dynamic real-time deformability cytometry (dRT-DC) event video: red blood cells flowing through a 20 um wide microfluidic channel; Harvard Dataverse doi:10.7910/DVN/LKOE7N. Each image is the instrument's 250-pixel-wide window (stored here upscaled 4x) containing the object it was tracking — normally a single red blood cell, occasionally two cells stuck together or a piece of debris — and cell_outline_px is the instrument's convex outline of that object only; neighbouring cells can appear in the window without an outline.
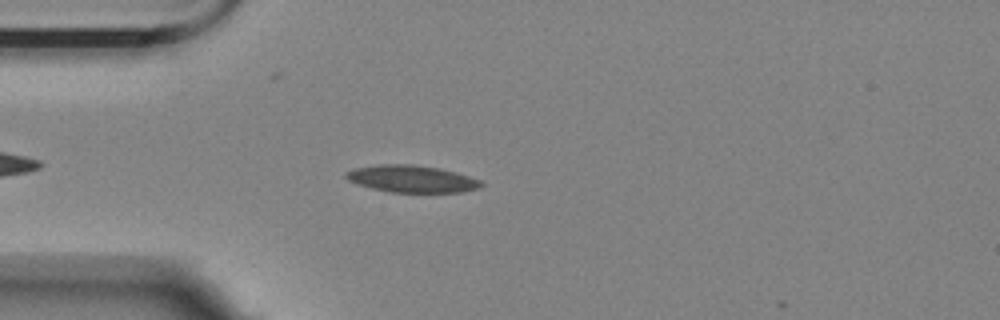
{"species": "Egyptian fruit bat (a non-hibernating species)", "species_latin": "Rousettus aegyptiacus", "temperature_condition": "room temperature", "stored_images_in_passage": 48, "camera_frame_rate_fps": 3000, "um_per_image_px": 0.085, "animal": {"sex": "female"}, "frame": {"image": 1, "passage_image": 7, "time_ms": 2.0, "image_size_px": [1000, 320], "cell_outline_px": [[484, 184], [480, 188], [464, 192], [388, 192], [356, 184], [348, 180], [344, 176], [344, 172], [352, 168], [376, 164], [412, 164], [440, 168], [456, 172], [480, 180]], "centroid_in_image_um": [34.96, 15.19], "position_along_channel_um": 50.0, "area_um2": 21.62}}
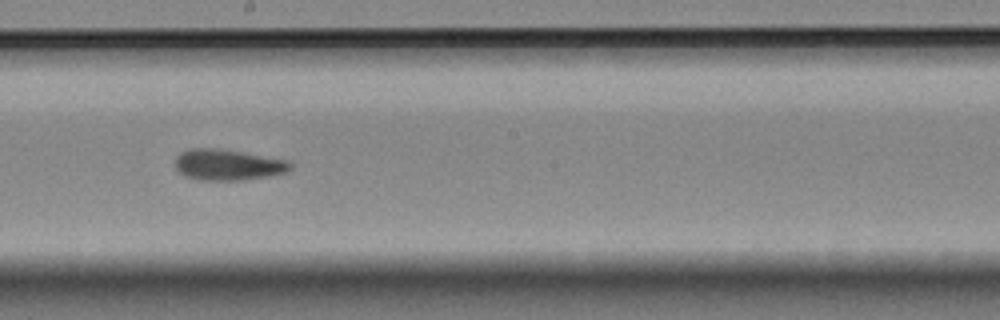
{"frame": {"image": 2, "passage_image": 23, "time_ms": 7.333, "image_size_px": [1000, 320], "cell_outline_px": [[292, 168], [288, 172], [268, 176], [244, 180], [200, 180], [184, 176], [176, 168], [176, 156], [180, 152], [192, 148], [212, 148], [240, 152], [288, 160], [292, 164]], "centroid_in_image_um": [19.37, 14.02], "position_along_channel_um": 228.8, "area_um2": 20.69}}
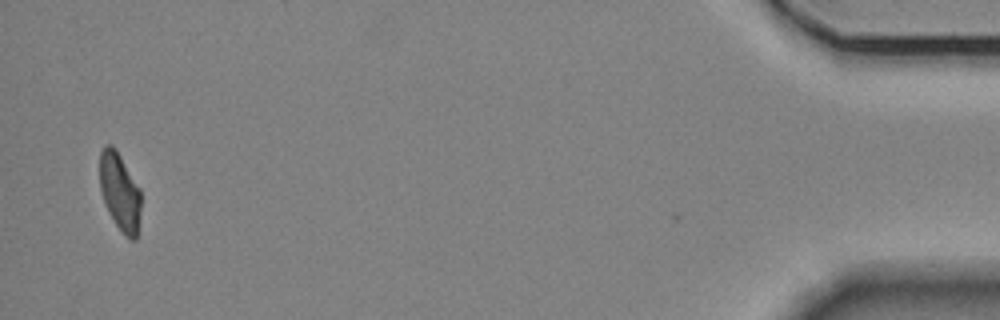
{"frame": {"image": 3, "passage_image": 47, "time_ms": 15.333, "image_size_px": [1000, 320], "cell_outline_px": [[140, 208], [136, 240], [132, 240], [124, 236], [108, 212], [104, 204], [100, 188], [100, 152], [104, 144], [112, 144], [116, 148], [140, 188]], "centroid_in_image_um": [10.17, 16.28], "position_along_channel_um": 425.0, "area_um2": 18.79}, "authors_computed_cell_mechanics": {"area_um2": 20.6924, "velocity_mm_per_s": 3.5113, "shape_relaxation_time_tau1_ms": 8.2084, "shape_relaxation_time_tau2_ms": 3.2578, "deformation_change_tau1": 0.2046, "deformation_change_tau2": 0.1034}}